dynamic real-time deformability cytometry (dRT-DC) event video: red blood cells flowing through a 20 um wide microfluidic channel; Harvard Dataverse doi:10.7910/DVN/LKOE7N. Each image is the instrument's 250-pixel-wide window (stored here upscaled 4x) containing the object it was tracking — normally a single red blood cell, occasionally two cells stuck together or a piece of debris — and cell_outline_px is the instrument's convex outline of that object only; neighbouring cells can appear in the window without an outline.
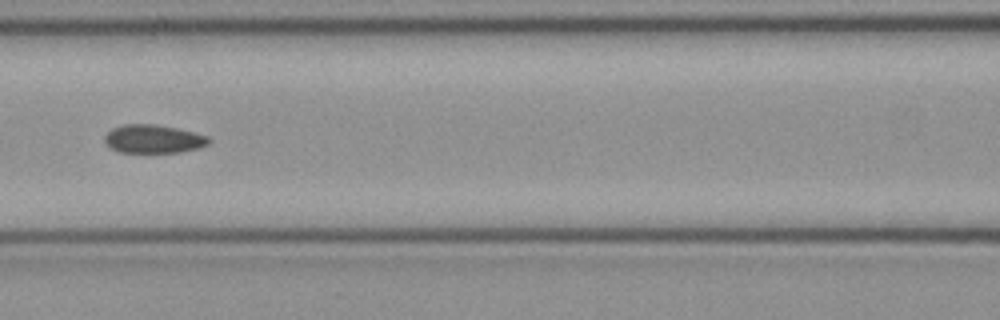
{"species": "common noctule bat (a hibernating species)", "species_latin": "Nyctalus noctula", "temperature_condition": "cold", "stored_images_in_passage": 12, "camera_frame_rate_fps": 3000, "um_per_image_px": 0.085, "animal": {"sex": "female", "body_mass_g": 21.9}, "frame": {"image": 1, "passage_image": 9, "time_ms": 2.667, "image_size_px": [1000, 320], "cell_outline_px": [[212, 140], [208, 144], [200, 148], [180, 152], [120, 152], [108, 148], [104, 140], [104, 136], [112, 128], [124, 124], [156, 124], [176, 128], [208, 136]], "centroid_in_image_um": [13.02, 11.81], "position_along_channel_um": 153.6, "area_um2": 17.34}}